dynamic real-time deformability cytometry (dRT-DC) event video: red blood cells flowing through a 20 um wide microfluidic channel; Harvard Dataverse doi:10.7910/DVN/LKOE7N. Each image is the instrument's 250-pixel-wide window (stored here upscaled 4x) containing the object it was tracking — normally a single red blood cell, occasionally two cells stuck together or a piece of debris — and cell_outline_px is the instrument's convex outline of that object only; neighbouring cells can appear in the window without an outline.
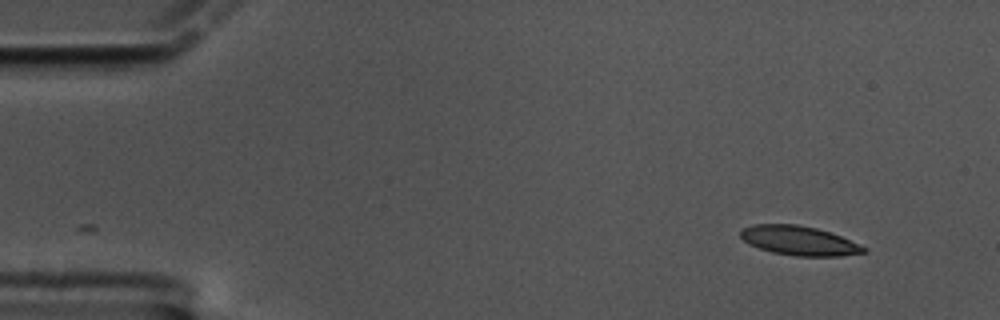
{"species": "common noctule bat (a hibernating species)", "species_latin": "Nyctalus noctula", "temperature_condition": "cold", "stored_images_in_passage": 54, "camera_frame_rate_fps": 3000, "um_per_image_px": 0.085, "animal": {"sex": "male", "body_mass_g": 17.5, "forearm_length_mm": 52.3}, "frame": {"image": 1, "passage_image": 1, "time_ms": 0.0, "image_size_px": [1000, 320], "cell_outline_px": [[868, 252], [840, 256], [796, 256], [772, 252], [748, 244], [740, 236], [740, 228], [752, 224], [796, 224], [816, 228], [840, 236], [868, 248]], "centroid_in_image_um": [67.9, 20.45], "position_along_channel_um": 17.1, "area_um2": 21.04}}
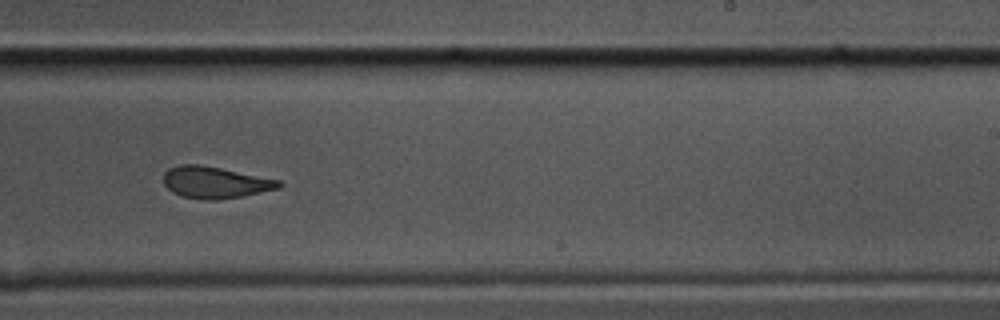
{"frame": {"image": 2, "passage_image": 32, "time_ms": 10.333, "image_size_px": [1000, 320], "cell_outline_px": [[284, 184], [280, 188], [240, 196], [216, 200], [208, 200], [180, 196], [172, 192], [164, 184], [164, 172], [168, 168], [180, 164], [200, 164], [280, 180]], "centroid_in_image_um": [18.26, 15.5], "position_along_channel_um": 270.7, "area_um2": 21.21}}
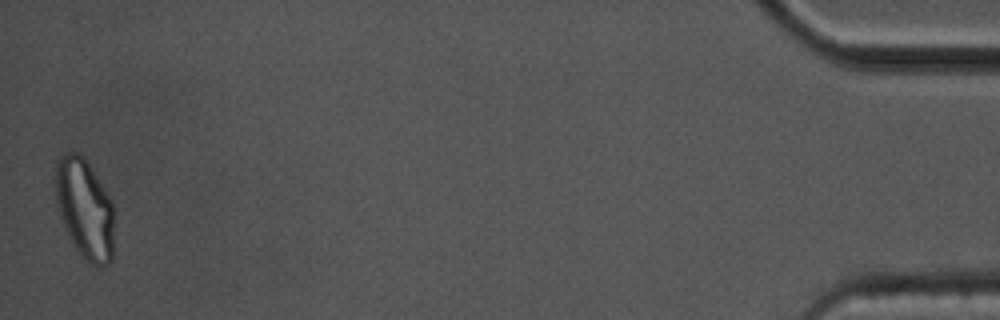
{"frame": {"image": 3, "passage_image": 54, "time_ms": 17.667, "image_size_px": [1000, 320], "cell_outline_px": [[112, 260], [108, 264], [92, 264], [80, 256], [72, 244], [60, 216], [56, 204], [56, 160], [60, 156], [68, 152], [76, 152], [84, 156], [108, 196], [112, 204]], "centroid_in_image_um": [7.16, 17.73], "position_along_channel_um": 428.0, "area_um2": 33.64}, "authors_computed_cell_mechanics": {"area_um2": 21.7617, "velocity_mm_per_s": 3.3972, "shape_relaxation_time_tau1_ms": 10.4577, "shape_relaxation_time_tau2_ms": 3.9713, "deformation_change_tau1": 0.218, "deformation_change_tau2": 0.107}}